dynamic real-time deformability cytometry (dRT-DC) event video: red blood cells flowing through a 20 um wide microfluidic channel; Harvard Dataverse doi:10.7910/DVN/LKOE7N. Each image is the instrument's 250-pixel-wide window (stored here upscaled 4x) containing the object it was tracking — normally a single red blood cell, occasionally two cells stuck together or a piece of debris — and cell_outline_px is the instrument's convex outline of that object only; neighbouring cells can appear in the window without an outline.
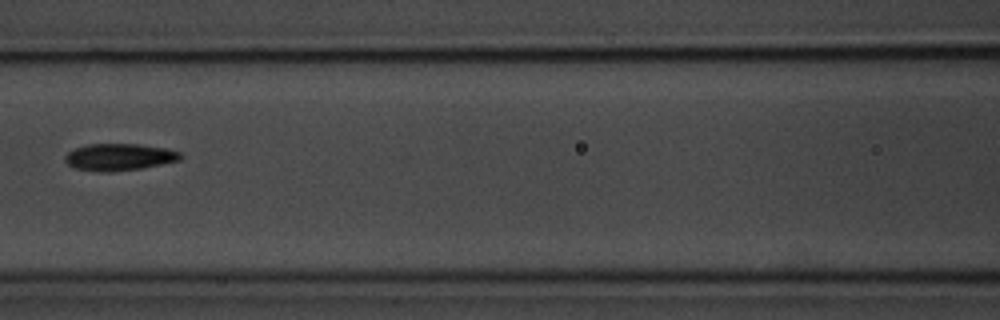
{"species": "common noctule bat (a hibernating species)", "species_latin": "Nyctalus noctula", "temperature_condition": "room temperature", "stored_images_in_passage": 12, "camera_frame_rate_fps": 3000, "um_per_image_px": 0.085, "animal": {"sex": "male", "body_mass_g": 20.1, "forearm_length_mm": 53.5}, "frame": {"image": 1, "passage_image": 9, "time_ms": 10.333, "image_size_px": [1000, 320], "cell_outline_px": [[184, 156], [180, 160], [140, 168], [112, 172], [104, 172], [76, 168], [68, 164], [64, 160], [64, 156], [68, 152], [84, 144], [140, 144], [164, 148], [180, 152]], "centroid_in_image_um": [10.12, 13.34], "position_along_channel_um": 156.5, "area_um2": 18.03}}
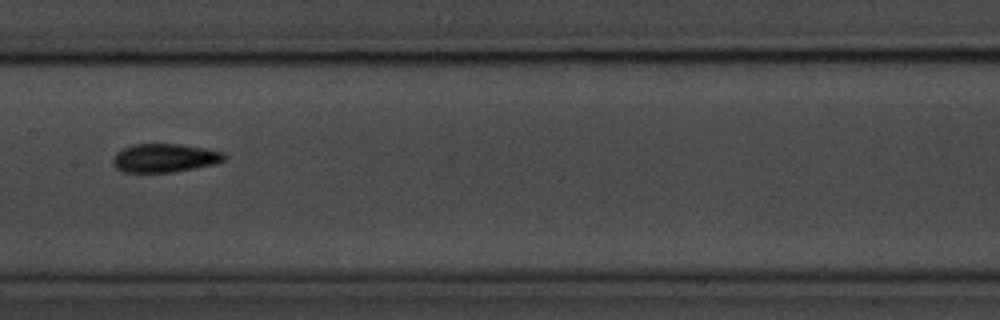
{"frame": {"image": 2, "passage_image": 10, "time_ms": 11.333, "image_size_px": [1000, 320], "cell_outline_px": [[228, 156], [224, 160], [216, 164], [172, 172], [124, 172], [116, 168], [112, 164], [112, 160], [116, 152], [132, 144], [180, 144], [204, 148], [224, 152]], "centroid_in_image_um": [14.0, 13.42], "position_along_channel_um": 193.4, "area_um2": 18.61}}